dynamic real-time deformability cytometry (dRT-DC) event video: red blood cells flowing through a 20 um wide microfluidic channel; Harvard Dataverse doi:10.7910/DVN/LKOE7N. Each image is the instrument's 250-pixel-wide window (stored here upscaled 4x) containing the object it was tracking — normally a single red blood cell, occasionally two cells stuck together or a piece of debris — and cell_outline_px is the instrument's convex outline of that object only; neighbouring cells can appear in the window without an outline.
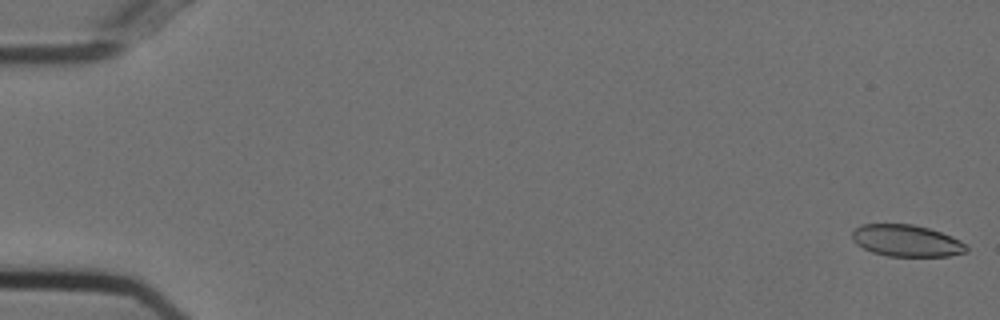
{"species": "Egyptian fruit bat (a non-hibernating species)", "species_latin": "Rousettus aegyptiacus", "temperature_condition": "cold", "stored_images_in_passage": 55, "camera_frame_rate_fps": 3000, "um_per_image_px": 0.085, "animal": {"sex": "female"}, "frame": {"image": 1, "passage_image": 1, "time_ms": 0.0, "image_size_px": [1000, 320], "cell_outline_px": [[968, 252], [948, 256], [888, 256], [872, 252], [856, 244], [852, 240], [852, 232], [860, 224], [912, 224], [928, 228], [952, 236], [960, 240], [968, 248]], "centroid_in_image_um": [77.05, 20.46], "position_along_channel_um": 8.0, "area_um2": 21.15}}
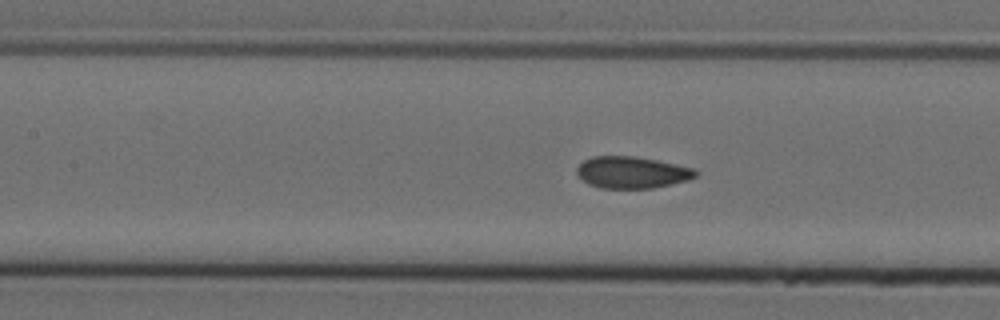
{"frame": {"image": 2, "passage_image": 25, "time_ms": 8.0, "image_size_px": [1000, 320], "cell_outline_px": [[700, 172], [696, 176], [688, 180], [672, 184], [652, 188], [600, 188], [588, 184], [576, 176], [576, 168], [584, 160], [592, 156], [636, 156], [696, 168]], "centroid_in_image_um": [53.71, 14.65], "position_along_channel_um": 153.7, "area_um2": 22.25}}
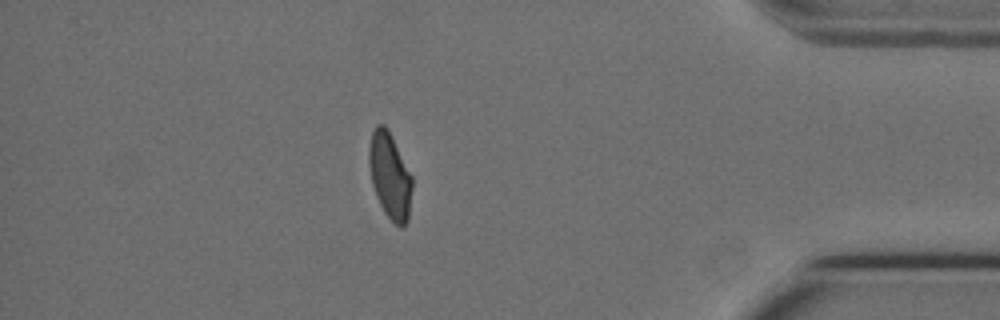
{"frame": {"image": 3, "passage_image": 48, "time_ms": 15.667, "image_size_px": [1000, 320], "cell_outline_px": [[412, 188], [408, 220], [400, 228], [384, 212], [376, 196], [372, 184], [368, 164], [368, 152], [372, 132], [376, 124], [384, 124], [388, 128], [412, 176]], "centroid_in_image_um": [33.13, 14.91], "position_along_channel_um": 402.1, "area_um2": 21.62}, "authors_computed_cell_mechanics": {"area_um2": 22.253, "velocity_mm_per_s": 3.7307, "shape_relaxation_time_tau1_ms": null, "shape_relaxation_time_tau2_ms": 1.0841, "deformation_change_tau1": null, "deformation_change_tau2": 0.0654}}